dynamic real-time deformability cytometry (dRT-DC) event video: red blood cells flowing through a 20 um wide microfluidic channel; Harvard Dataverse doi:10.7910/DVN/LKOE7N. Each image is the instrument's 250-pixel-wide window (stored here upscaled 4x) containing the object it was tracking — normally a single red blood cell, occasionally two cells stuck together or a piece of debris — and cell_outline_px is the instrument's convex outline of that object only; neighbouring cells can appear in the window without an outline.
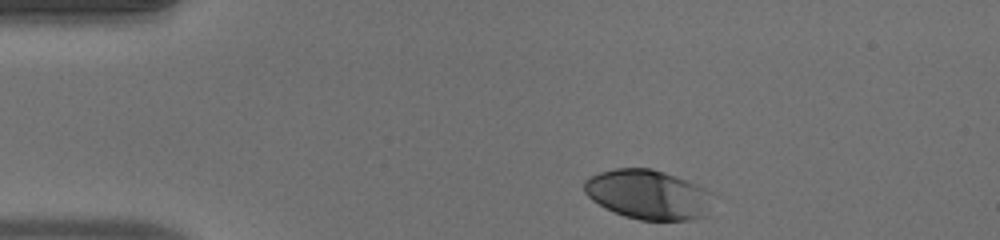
{"species": "human", "species_latin": "Homo sapiens", "temperature_condition": "warm", "stored_images_in_passage": 36, "camera_frame_rate_fps": 3000, "um_per_image_px": 0.085, "donor": {"sex": "male"}, "frame": {"image": 1, "passage_image": 1, "time_ms": 0.0, "image_size_px": [1000, 240], "cell_outline_px": [[716, 192], [708, 216], [688, 220], [640, 220], [624, 216], [592, 200], [584, 192], [584, 180], [588, 176], [600, 172], [616, 168], [652, 168], [664, 172], [696, 184]], "centroid_in_image_um": [55.16, 16.54], "position_along_channel_um": 29.8, "area_um2": 37.57}}
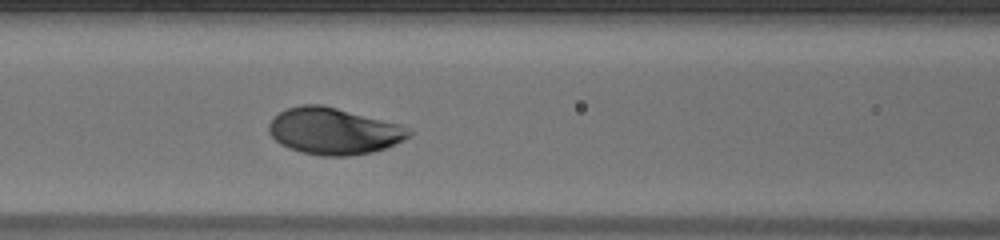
{"frame": {"image": 2, "passage_image": 14, "time_ms": 4.333, "image_size_px": [1000, 240], "cell_outline_px": [[416, 132], [412, 136], [404, 140], [384, 148], [372, 152], [348, 156], [320, 156], [300, 152], [288, 148], [280, 144], [268, 132], [268, 124], [280, 112], [288, 108], [300, 104], [320, 104], [400, 124]], "centroid_in_image_um": [28.38, 11.15], "position_along_channel_um": 138.2, "area_um2": 38.09}}
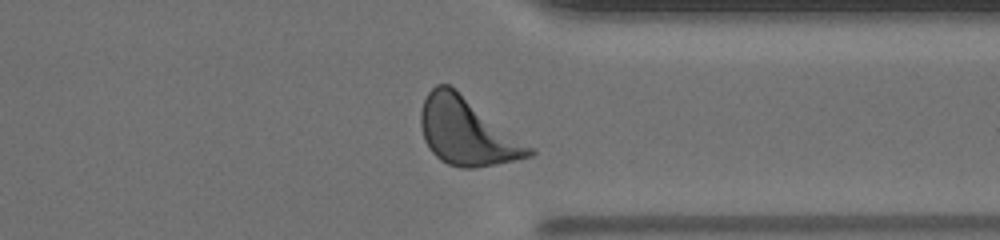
{"frame": {"image": 3, "passage_image": 32, "time_ms": 10.333, "image_size_px": [1000, 240], "cell_outline_px": [[536, 152], [532, 156], [476, 168], [460, 168], [448, 164], [440, 160], [428, 148], [424, 140], [420, 128], [420, 112], [424, 100], [428, 92], [436, 84], [448, 84], [456, 88], [532, 148]], "centroid_in_image_um": [39.64, 11.18], "position_along_channel_um": 371.8, "area_um2": 42.25}, "authors_computed_cell_mechanics": {"area_um2": 37.7434, "velocity_mm_per_s": 3.9304, "shape_relaxation_time_tau1_ms": 2.0572, "shape_relaxation_time_tau2_ms": null, "deformation_change_tau1": 0.1553, "deformation_change_tau2": null}}